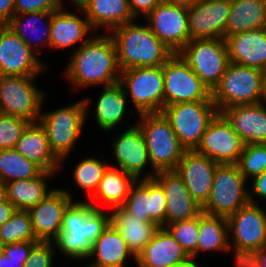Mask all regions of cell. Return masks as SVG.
Segmentation results:
<instances>
[{
	"label": "cell",
	"instance_id": "cell-29",
	"mask_svg": "<svg viewBox=\"0 0 266 267\" xmlns=\"http://www.w3.org/2000/svg\"><path fill=\"white\" fill-rule=\"evenodd\" d=\"M95 257L90 265L95 267H125L129 257H136L129 250L121 233L110 222L92 244V252L88 259Z\"/></svg>",
	"mask_w": 266,
	"mask_h": 267
},
{
	"label": "cell",
	"instance_id": "cell-48",
	"mask_svg": "<svg viewBox=\"0 0 266 267\" xmlns=\"http://www.w3.org/2000/svg\"><path fill=\"white\" fill-rule=\"evenodd\" d=\"M252 178L253 182L251 183V190H249V200L252 203H257L254 198H252L255 195L266 199V170Z\"/></svg>",
	"mask_w": 266,
	"mask_h": 267
},
{
	"label": "cell",
	"instance_id": "cell-24",
	"mask_svg": "<svg viewBox=\"0 0 266 267\" xmlns=\"http://www.w3.org/2000/svg\"><path fill=\"white\" fill-rule=\"evenodd\" d=\"M78 9V14L64 11L63 8L52 12V21L50 29V48L63 49L71 47L78 43L84 44L90 37L88 33H93L88 19L86 18L83 10L75 5Z\"/></svg>",
	"mask_w": 266,
	"mask_h": 267
},
{
	"label": "cell",
	"instance_id": "cell-53",
	"mask_svg": "<svg viewBox=\"0 0 266 267\" xmlns=\"http://www.w3.org/2000/svg\"><path fill=\"white\" fill-rule=\"evenodd\" d=\"M198 0H160L161 3L169 5H180L185 7H191Z\"/></svg>",
	"mask_w": 266,
	"mask_h": 267
},
{
	"label": "cell",
	"instance_id": "cell-3",
	"mask_svg": "<svg viewBox=\"0 0 266 267\" xmlns=\"http://www.w3.org/2000/svg\"><path fill=\"white\" fill-rule=\"evenodd\" d=\"M109 34L115 43L121 71L160 66L174 54L154 35L148 24L143 26L132 21L115 27Z\"/></svg>",
	"mask_w": 266,
	"mask_h": 267
},
{
	"label": "cell",
	"instance_id": "cell-60",
	"mask_svg": "<svg viewBox=\"0 0 266 267\" xmlns=\"http://www.w3.org/2000/svg\"><path fill=\"white\" fill-rule=\"evenodd\" d=\"M263 5L265 6L266 9V0H262Z\"/></svg>",
	"mask_w": 266,
	"mask_h": 267
},
{
	"label": "cell",
	"instance_id": "cell-39",
	"mask_svg": "<svg viewBox=\"0 0 266 267\" xmlns=\"http://www.w3.org/2000/svg\"><path fill=\"white\" fill-rule=\"evenodd\" d=\"M150 178L137 180L122 206L131 215L136 216L142 222H155L151 217L150 205Z\"/></svg>",
	"mask_w": 266,
	"mask_h": 267
},
{
	"label": "cell",
	"instance_id": "cell-45",
	"mask_svg": "<svg viewBox=\"0 0 266 267\" xmlns=\"http://www.w3.org/2000/svg\"><path fill=\"white\" fill-rule=\"evenodd\" d=\"M54 249V241H38L32 247L25 267H52Z\"/></svg>",
	"mask_w": 266,
	"mask_h": 267
},
{
	"label": "cell",
	"instance_id": "cell-38",
	"mask_svg": "<svg viewBox=\"0 0 266 267\" xmlns=\"http://www.w3.org/2000/svg\"><path fill=\"white\" fill-rule=\"evenodd\" d=\"M108 166L109 163L107 164L95 157L85 158L76 165L72 173L74 181L80 189L90 192L88 194L91 198L98 189Z\"/></svg>",
	"mask_w": 266,
	"mask_h": 267
},
{
	"label": "cell",
	"instance_id": "cell-41",
	"mask_svg": "<svg viewBox=\"0 0 266 267\" xmlns=\"http://www.w3.org/2000/svg\"><path fill=\"white\" fill-rule=\"evenodd\" d=\"M236 165L247 180L264 172L266 170V143L246 144Z\"/></svg>",
	"mask_w": 266,
	"mask_h": 267
},
{
	"label": "cell",
	"instance_id": "cell-6",
	"mask_svg": "<svg viewBox=\"0 0 266 267\" xmlns=\"http://www.w3.org/2000/svg\"><path fill=\"white\" fill-rule=\"evenodd\" d=\"M212 101L219 113L231 106L265 101L263 71L230 62L212 91Z\"/></svg>",
	"mask_w": 266,
	"mask_h": 267
},
{
	"label": "cell",
	"instance_id": "cell-30",
	"mask_svg": "<svg viewBox=\"0 0 266 267\" xmlns=\"http://www.w3.org/2000/svg\"><path fill=\"white\" fill-rule=\"evenodd\" d=\"M56 172L43 171L31 179L10 181L6 184L8 200L17 210L28 211L45 199L54 189L48 190L47 178H52Z\"/></svg>",
	"mask_w": 266,
	"mask_h": 267
},
{
	"label": "cell",
	"instance_id": "cell-46",
	"mask_svg": "<svg viewBox=\"0 0 266 267\" xmlns=\"http://www.w3.org/2000/svg\"><path fill=\"white\" fill-rule=\"evenodd\" d=\"M63 6L62 0H15L14 14L54 12L62 9Z\"/></svg>",
	"mask_w": 266,
	"mask_h": 267
},
{
	"label": "cell",
	"instance_id": "cell-25",
	"mask_svg": "<svg viewBox=\"0 0 266 267\" xmlns=\"http://www.w3.org/2000/svg\"><path fill=\"white\" fill-rule=\"evenodd\" d=\"M191 257L171 233L160 227L144 250L136 257L138 267H170Z\"/></svg>",
	"mask_w": 266,
	"mask_h": 267
},
{
	"label": "cell",
	"instance_id": "cell-10",
	"mask_svg": "<svg viewBox=\"0 0 266 267\" xmlns=\"http://www.w3.org/2000/svg\"><path fill=\"white\" fill-rule=\"evenodd\" d=\"M36 77L0 75V113L39 122L45 94L35 85Z\"/></svg>",
	"mask_w": 266,
	"mask_h": 267
},
{
	"label": "cell",
	"instance_id": "cell-44",
	"mask_svg": "<svg viewBox=\"0 0 266 267\" xmlns=\"http://www.w3.org/2000/svg\"><path fill=\"white\" fill-rule=\"evenodd\" d=\"M150 217L160 226H166V196L162 187L150 178Z\"/></svg>",
	"mask_w": 266,
	"mask_h": 267
},
{
	"label": "cell",
	"instance_id": "cell-50",
	"mask_svg": "<svg viewBox=\"0 0 266 267\" xmlns=\"http://www.w3.org/2000/svg\"><path fill=\"white\" fill-rule=\"evenodd\" d=\"M14 205L8 200L0 204V226H2L16 212Z\"/></svg>",
	"mask_w": 266,
	"mask_h": 267
},
{
	"label": "cell",
	"instance_id": "cell-1",
	"mask_svg": "<svg viewBox=\"0 0 266 267\" xmlns=\"http://www.w3.org/2000/svg\"><path fill=\"white\" fill-rule=\"evenodd\" d=\"M70 57L64 70L67 80L75 88L93 85L111 86L119 81L121 70L117 50L111 35L90 36Z\"/></svg>",
	"mask_w": 266,
	"mask_h": 267
},
{
	"label": "cell",
	"instance_id": "cell-57",
	"mask_svg": "<svg viewBox=\"0 0 266 267\" xmlns=\"http://www.w3.org/2000/svg\"><path fill=\"white\" fill-rule=\"evenodd\" d=\"M4 244L2 243V240L0 239V254L3 252Z\"/></svg>",
	"mask_w": 266,
	"mask_h": 267
},
{
	"label": "cell",
	"instance_id": "cell-27",
	"mask_svg": "<svg viewBox=\"0 0 266 267\" xmlns=\"http://www.w3.org/2000/svg\"><path fill=\"white\" fill-rule=\"evenodd\" d=\"M15 149L43 171L57 172L61 168V161L50 150L46 130L39 122L26 127Z\"/></svg>",
	"mask_w": 266,
	"mask_h": 267
},
{
	"label": "cell",
	"instance_id": "cell-33",
	"mask_svg": "<svg viewBox=\"0 0 266 267\" xmlns=\"http://www.w3.org/2000/svg\"><path fill=\"white\" fill-rule=\"evenodd\" d=\"M127 95L119 83L104 87L97 100L95 121L102 131H112L121 124L127 108Z\"/></svg>",
	"mask_w": 266,
	"mask_h": 267
},
{
	"label": "cell",
	"instance_id": "cell-2",
	"mask_svg": "<svg viewBox=\"0 0 266 267\" xmlns=\"http://www.w3.org/2000/svg\"><path fill=\"white\" fill-rule=\"evenodd\" d=\"M110 223L102 208L90 201L71 202L63 215L61 232L54 240L57 249L69 258L88 259L92 244Z\"/></svg>",
	"mask_w": 266,
	"mask_h": 267
},
{
	"label": "cell",
	"instance_id": "cell-9",
	"mask_svg": "<svg viewBox=\"0 0 266 267\" xmlns=\"http://www.w3.org/2000/svg\"><path fill=\"white\" fill-rule=\"evenodd\" d=\"M246 181L236 164H219L209 198L201 207L202 212L226 218L234 214L250 202Z\"/></svg>",
	"mask_w": 266,
	"mask_h": 267
},
{
	"label": "cell",
	"instance_id": "cell-51",
	"mask_svg": "<svg viewBox=\"0 0 266 267\" xmlns=\"http://www.w3.org/2000/svg\"><path fill=\"white\" fill-rule=\"evenodd\" d=\"M237 267H258L252 254H233Z\"/></svg>",
	"mask_w": 266,
	"mask_h": 267
},
{
	"label": "cell",
	"instance_id": "cell-54",
	"mask_svg": "<svg viewBox=\"0 0 266 267\" xmlns=\"http://www.w3.org/2000/svg\"><path fill=\"white\" fill-rule=\"evenodd\" d=\"M8 201L6 184L0 181V204Z\"/></svg>",
	"mask_w": 266,
	"mask_h": 267
},
{
	"label": "cell",
	"instance_id": "cell-47",
	"mask_svg": "<svg viewBox=\"0 0 266 267\" xmlns=\"http://www.w3.org/2000/svg\"><path fill=\"white\" fill-rule=\"evenodd\" d=\"M131 13L135 18L145 17L160 3V0H128Z\"/></svg>",
	"mask_w": 266,
	"mask_h": 267
},
{
	"label": "cell",
	"instance_id": "cell-12",
	"mask_svg": "<svg viewBox=\"0 0 266 267\" xmlns=\"http://www.w3.org/2000/svg\"><path fill=\"white\" fill-rule=\"evenodd\" d=\"M164 106L183 102L212 101V92L175 53L163 65Z\"/></svg>",
	"mask_w": 266,
	"mask_h": 267
},
{
	"label": "cell",
	"instance_id": "cell-20",
	"mask_svg": "<svg viewBox=\"0 0 266 267\" xmlns=\"http://www.w3.org/2000/svg\"><path fill=\"white\" fill-rule=\"evenodd\" d=\"M152 178L162 187L166 196V225L192 219L202 212L201 206L193 199L175 170L156 172Z\"/></svg>",
	"mask_w": 266,
	"mask_h": 267
},
{
	"label": "cell",
	"instance_id": "cell-18",
	"mask_svg": "<svg viewBox=\"0 0 266 267\" xmlns=\"http://www.w3.org/2000/svg\"><path fill=\"white\" fill-rule=\"evenodd\" d=\"M72 199L69 191L56 188L45 199L28 210L38 241H54L58 237L64 212Z\"/></svg>",
	"mask_w": 266,
	"mask_h": 267
},
{
	"label": "cell",
	"instance_id": "cell-36",
	"mask_svg": "<svg viewBox=\"0 0 266 267\" xmlns=\"http://www.w3.org/2000/svg\"><path fill=\"white\" fill-rule=\"evenodd\" d=\"M43 170L15 148L0 150V181L8 183L39 176Z\"/></svg>",
	"mask_w": 266,
	"mask_h": 267
},
{
	"label": "cell",
	"instance_id": "cell-40",
	"mask_svg": "<svg viewBox=\"0 0 266 267\" xmlns=\"http://www.w3.org/2000/svg\"><path fill=\"white\" fill-rule=\"evenodd\" d=\"M175 240L183 247L193 261L197 256V242L199 235V215L189 219L174 222L165 226Z\"/></svg>",
	"mask_w": 266,
	"mask_h": 267
},
{
	"label": "cell",
	"instance_id": "cell-59",
	"mask_svg": "<svg viewBox=\"0 0 266 267\" xmlns=\"http://www.w3.org/2000/svg\"><path fill=\"white\" fill-rule=\"evenodd\" d=\"M215 1H227L231 3L233 0H215Z\"/></svg>",
	"mask_w": 266,
	"mask_h": 267
},
{
	"label": "cell",
	"instance_id": "cell-58",
	"mask_svg": "<svg viewBox=\"0 0 266 267\" xmlns=\"http://www.w3.org/2000/svg\"><path fill=\"white\" fill-rule=\"evenodd\" d=\"M74 5H78L82 0H70Z\"/></svg>",
	"mask_w": 266,
	"mask_h": 267
},
{
	"label": "cell",
	"instance_id": "cell-35",
	"mask_svg": "<svg viewBox=\"0 0 266 267\" xmlns=\"http://www.w3.org/2000/svg\"><path fill=\"white\" fill-rule=\"evenodd\" d=\"M228 234L226 217L201 212L199 214L197 255L199 252L205 251H231Z\"/></svg>",
	"mask_w": 266,
	"mask_h": 267
},
{
	"label": "cell",
	"instance_id": "cell-52",
	"mask_svg": "<svg viewBox=\"0 0 266 267\" xmlns=\"http://www.w3.org/2000/svg\"><path fill=\"white\" fill-rule=\"evenodd\" d=\"M252 256L257 262L258 267H266V246L256 250Z\"/></svg>",
	"mask_w": 266,
	"mask_h": 267
},
{
	"label": "cell",
	"instance_id": "cell-8",
	"mask_svg": "<svg viewBox=\"0 0 266 267\" xmlns=\"http://www.w3.org/2000/svg\"><path fill=\"white\" fill-rule=\"evenodd\" d=\"M178 54L212 92L230 63L223 38L189 41Z\"/></svg>",
	"mask_w": 266,
	"mask_h": 267
},
{
	"label": "cell",
	"instance_id": "cell-13",
	"mask_svg": "<svg viewBox=\"0 0 266 267\" xmlns=\"http://www.w3.org/2000/svg\"><path fill=\"white\" fill-rule=\"evenodd\" d=\"M227 222L233 254H253L266 246V210L257 203H247L227 217Z\"/></svg>",
	"mask_w": 266,
	"mask_h": 267
},
{
	"label": "cell",
	"instance_id": "cell-11",
	"mask_svg": "<svg viewBox=\"0 0 266 267\" xmlns=\"http://www.w3.org/2000/svg\"><path fill=\"white\" fill-rule=\"evenodd\" d=\"M161 113L170 122L180 144L186 150H195L218 110L213 101H197L164 106Z\"/></svg>",
	"mask_w": 266,
	"mask_h": 267
},
{
	"label": "cell",
	"instance_id": "cell-4",
	"mask_svg": "<svg viewBox=\"0 0 266 267\" xmlns=\"http://www.w3.org/2000/svg\"><path fill=\"white\" fill-rule=\"evenodd\" d=\"M137 125L148 150L152 171L141 179L154 177L156 172L175 170L186 149L180 144L170 122L162 113L140 114Z\"/></svg>",
	"mask_w": 266,
	"mask_h": 267
},
{
	"label": "cell",
	"instance_id": "cell-15",
	"mask_svg": "<svg viewBox=\"0 0 266 267\" xmlns=\"http://www.w3.org/2000/svg\"><path fill=\"white\" fill-rule=\"evenodd\" d=\"M146 20L154 35L174 54L190 41L188 7L160 2Z\"/></svg>",
	"mask_w": 266,
	"mask_h": 267
},
{
	"label": "cell",
	"instance_id": "cell-56",
	"mask_svg": "<svg viewBox=\"0 0 266 267\" xmlns=\"http://www.w3.org/2000/svg\"><path fill=\"white\" fill-rule=\"evenodd\" d=\"M263 80H264V98L266 101V69L263 71Z\"/></svg>",
	"mask_w": 266,
	"mask_h": 267
},
{
	"label": "cell",
	"instance_id": "cell-43",
	"mask_svg": "<svg viewBox=\"0 0 266 267\" xmlns=\"http://www.w3.org/2000/svg\"><path fill=\"white\" fill-rule=\"evenodd\" d=\"M38 241L7 244L0 254V267H25L32 247Z\"/></svg>",
	"mask_w": 266,
	"mask_h": 267
},
{
	"label": "cell",
	"instance_id": "cell-16",
	"mask_svg": "<svg viewBox=\"0 0 266 267\" xmlns=\"http://www.w3.org/2000/svg\"><path fill=\"white\" fill-rule=\"evenodd\" d=\"M46 65L16 33L0 26V75L37 77Z\"/></svg>",
	"mask_w": 266,
	"mask_h": 267
},
{
	"label": "cell",
	"instance_id": "cell-19",
	"mask_svg": "<svg viewBox=\"0 0 266 267\" xmlns=\"http://www.w3.org/2000/svg\"><path fill=\"white\" fill-rule=\"evenodd\" d=\"M219 163L195 150H186L175 171L193 199L202 207L208 200Z\"/></svg>",
	"mask_w": 266,
	"mask_h": 267
},
{
	"label": "cell",
	"instance_id": "cell-23",
	"mask_svg": "<svg viewBox=\"0 0 266 267\" xmlns=\"http://www.w3.org/2000/svg\"><path fill=\"white\" fill-rule=\"evenodd\" d=\"M225 41L231 63L266 69V27L231 35Z\"/></svg>",
	"mask_w": 266,
	"mask_h": 267
},
{
	"label": "cell",
	"instance_id": "cell-26",
	"mask_svg": "<svg viewBox=\"0 0 266 267\" xmlns=\"http://www.w3.org/2000/svg\"><path fill=\"white\" fill-rule=\"evenodd\" d=\"M78 6L93 30L104 27L105 32L109 33L115 27L136 20L128 0H82Z\"/></svg>",
	"mask_w": 266,
	"mask_h": 267
},
{
	"label": "cell",
	"instance_id": "cell-22",
	"mask_svg": "<svg viewBox=\"0 0 266 267\" xmlns=\"http://www.w3.org/2000/svg\"><path fill=\"white\" fill-rule=\"evenodd\" d=\"M117 167L137 180L150 163L148 150L141 129L137 124L128 127L111 144ZM148 163V164H147Z\"/></svg>",
	"mask_w": 266,
	"mask_h": 267
},
{
	"label": "cell",
	"instance_id": "cell-37",
	"mask_svg": "<svg viewBox=\"0 0 266 267\" xmlns=\"http://www.w3.org/2000/svg\"><path fill=\"white\" fill-rule=\"evenodd\" d=\"M0 239L4 245L38 241L28 211L16 210L13 216L0 226Z\"/></svg>",
	"mask_w": 266,
	"mask_h": 267
},
{
	"label": "cell",
	"instance_id": "cell-34",
	"mask_svg": "<svg viewBox=\"0 0 266 267\" xmlns=\"http://www.w3.org/2000/svg\"><path fill=\"white\" fill-rule=\"evenodd\" d=\"M42 21L44 22L46 21L44 31L41 30V32H43L42 33L43 35L38 29V26L42 24ZM51 21H52V12L37 11L25 14H14L6 26L10 28L14 33H16L18 37H20L32 50L34 49L35 53L37 52V54H41V51L38 48V46L40 47L41 45L43 47L44 46L50 47ZM37 22L39 23L38 26H36ZM31 32H32L31 36L34 35L33 33H36L34 36L36 42L34 39L31 40L30 37ZM35 45L38 46L36 47Z\"/></svg>",
	"mask_w": 266,
	"mask_h": 267
},
{
	"label": "cell",
	"instance_id": "cell-21",
	"mask_svg": "<svg viewBox=\"0 0 266 267\" xmlns=\"http://www.w3.org/2000/svg\"><path fill=\"white\" fill-rule=\"evenodd\" d=\"M220 113L245 145L266 143V101L231 106Z\"/></svg>",
	"mask_w": 266,
	"mask_h": 267
},
{
	"label": "cell",
	"instance_id": "cell-49",
	"mask_svg": "<svg viewBox=\"0 0 266 267\" xmlns=\"http://www.w3.org/2000/svg\"><path fill=\"white\" fill-rule=\"evenodd\" d=\"M15 0H0V26L7 25L14 15Z\"/></svg>",
	"mask_w": 266,
	"mask_h": 267
},
{
	"label": "cell",
	"instance_id": "cell-7",
	"mask_svg": "<svg viewBox=\"0 0 266 267\" xmlns=\"http://www.w3.org/2000/svg\"><path fill=\"white\" fill-rule=\"evenodd\" d=\"M118 83L125 94L130 96L138 115L161 113L163 110L164 78L162 65L133 67L121 71Z\"/></svg>",
	"mask_w": 266,
	"mask_h": 267
},
{
	"label": "cell",
	"instance_id": "cell-5",
	"mask_svg": "<svg viewBox=\"0 0 266 267\" xmlns=\"http://www.w3.org/2000/svg\"><path fill=\"white\" fill-rule=\"evenodd\" d=\"M90 104V98H84L54 111L41 112L39 123L46 130L50 150L60 161L66 160L80 138Z\"/></svg>",
	"mask_w": 266,
	"mask_h": 267
},
{
	"label": "cell",
	"instance_id": "cell-17",
	"mask_svg": "<svg viewBox=\"0 0 266 267\" xmlns=\"http://www.w3.org/2000/svg\"><path fill=\"white\" fill-rule=\"evenodd\" d=\"M231 10L227 1L198 0L188 7L189 39L223 38Z\"/></svg>",
	"mask_w": 266,
	"mask_h": 267
},
{
	"label": "cell",
	"instance_id": "cell-55",
	"mask_svg": "<svg viewBox=\"0 0 266 267\" xmlns=\"http://www.w3.org/2000/svg\"><path fill=\"white\" fill-rule=\"evenodd\" d=\"M170 267H199V265L195 261L190 259L187 262L178 263V264H175V265L170 266Z\"/></svg>",
	"mask_w": 266,
	"mask_h": 267
},
{
	"label": "cell",
	"instance_id": "cell-42",
	"mask_svg": "<svg viewBox=\"0 0 266 267\" xmlns=\"http://www.w3.org/2000/svg\"><path fill=\"white\" fill-rule=\"evenodd\" d=\"M29 124L26 119L0 113V150L15 148Z\"/></svg>",
	"mask_w": 266,
	"mask_h": 267
},
{
	"label": "cell",
	"instance_id": "cell-31",
	"mask_svg": "<svg viewBox=\"0 0 266 267\" xmlns=\"http://www.w3.org/2000/svg\"><path fill=\"white\" fill-rule=\"evenodd\" d=\"M266 27V9L262 0H233L225 27V39L231 35Z\"/></svg>",
	"mask_w": 266,
	"mask_h": 267
},
{
	"label": "cell",
	"instance_id": "cell-28",
	"mask_svg": "<svg viewBox=\"0 0 266 267\" xmlns=\"http://www.w3.org/2000/svg\"><path fill=\"white\" fill-rule=\"evenodd\" d=\"M110 222L121 233L132 254L137 257L160 228L156 222H142L123 207H115Z\"/></svg>",
	"mask_w": 266,
	"mask_h": 267
},
{
	"label": "cell",
	"instance_id": "cell-14",
	"mask_svg": "<svg viewBox=\"0 0 266 267\" xmlns=\"http://www.w3.org/2000/svg\"><path fill=\"white\" fill-rule=\"evenodd\" d=\"M244 146L241 137L218 112L207 126L195 151L219 164H236Z\"/></svg>",
	"mask_w": 266,
	"mask_h": 267
},
{
	"label": "cell",
	"instance_id": "cell-32",
	"mask_svg": "<svg viewBox=\"0 0 266 267\" xmlns=\"http://www.w3.org/2000/svg\"><path fill=\"white\" fill-rule=\"evenodd\" d=\"M136 181L137 179L133 175L110 164L105 170L98 189L91 197V200H94L95 203L102 200L108 208L111 207L109 209L122 207Z\"/></svg>",
	"mask_w": 266,
	"mask_h": 267
}]
</instances>
